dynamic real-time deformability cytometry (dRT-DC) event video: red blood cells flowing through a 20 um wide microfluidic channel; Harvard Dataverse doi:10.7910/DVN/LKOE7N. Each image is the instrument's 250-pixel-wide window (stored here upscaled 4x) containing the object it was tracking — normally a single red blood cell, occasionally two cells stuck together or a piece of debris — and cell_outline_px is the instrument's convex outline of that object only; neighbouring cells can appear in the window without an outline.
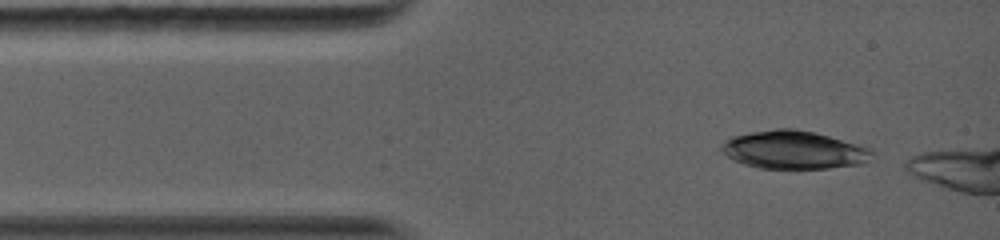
{"species": "common noctule bat (a hibernating species)", "species_latin": "Nyctalus noctula", "temperature_condition": "warm", "stored_images_in_passage": 8, "camera_frame_rate_fps": 5000, "um_per_image_px": 0.085, "animal": {"sex": "female", "body_mass_g": 19.0, "forearm_length_mm": 56.7}, "frame": {"image": 1, "passage_image": 1, "time_ms": 0.0, "image_size_px": [1000, 240], "cell_outline_px": [[872, 152], [860, 164], [828, 168], [760, 168], [744, 164], [728, 156], [720, 148], [720, 144], [724, 140], [732, 136], [752, 132], [776, 128], [792, 128], [816, 132], [868, 148]], "centroid_in_image_um": [67.38, 12.72], "position_along_channel_um": 17.6, "area_um2": 32.83}}